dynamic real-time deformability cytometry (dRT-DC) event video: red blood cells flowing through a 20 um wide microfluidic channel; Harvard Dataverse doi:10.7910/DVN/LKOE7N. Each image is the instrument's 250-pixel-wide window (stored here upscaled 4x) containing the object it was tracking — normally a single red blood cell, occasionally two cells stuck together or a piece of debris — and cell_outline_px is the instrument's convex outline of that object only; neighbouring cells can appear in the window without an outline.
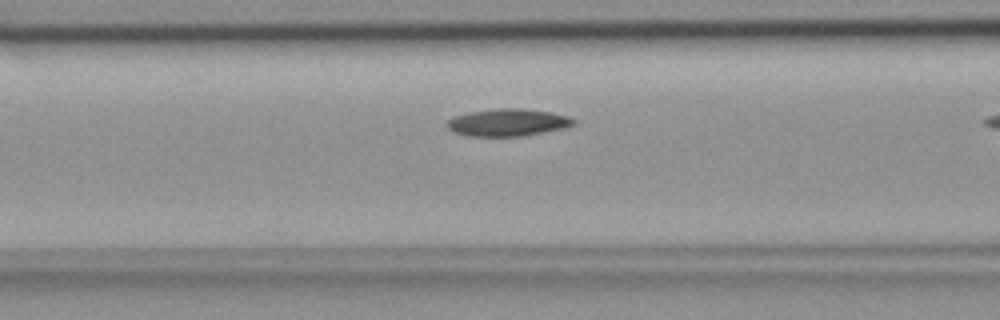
{"species": "common noctule bat (a hibernating species)", "species_latin": "Nyctalus noctula", "temperature_condition": "room temperature", "stored_images_in_passage": 13, "camera_frame_rate_fps": 3000, "um_per_image_px": 0.085, "animal": {"sex": "female", "body_mass_g": 18.4}, "frame": {"image": 1, "passage_image": 8, "time_ms": 2.333, "image_size_px": [1000, 320], "cell_outline_px": [[576, 124], [568, 128], [524, 136], [468, 136], [452, 132], [444, 124], [452, 116], [468, 112], [500, 108], [524, 108], [552, 112], [568, 116], [576, 120]], "centroid_in_image_um": [43.18, 10.41], "position_along_channel_um": 123.4, "area_um2": 20.63}}
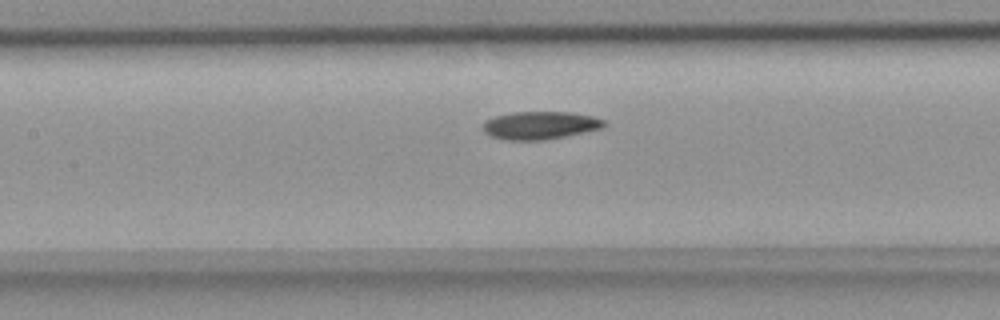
{"frame": {"image": 2, "passage_image": 11, "time_ms": 3.333, "image_size_px": [1000, 320], "cell_outline_px": [[608, 124], [604, 128], [544, 140], [504, 140], [492, 136], [484, 132], [484, 120], [496, 116], [512, 112], [572, 112], [592, 116], [604, 120]], "centroid_in_image_um": [45.93, 10.65], "position_along_channel_um": 161.5, "area_um2": 19.71}}